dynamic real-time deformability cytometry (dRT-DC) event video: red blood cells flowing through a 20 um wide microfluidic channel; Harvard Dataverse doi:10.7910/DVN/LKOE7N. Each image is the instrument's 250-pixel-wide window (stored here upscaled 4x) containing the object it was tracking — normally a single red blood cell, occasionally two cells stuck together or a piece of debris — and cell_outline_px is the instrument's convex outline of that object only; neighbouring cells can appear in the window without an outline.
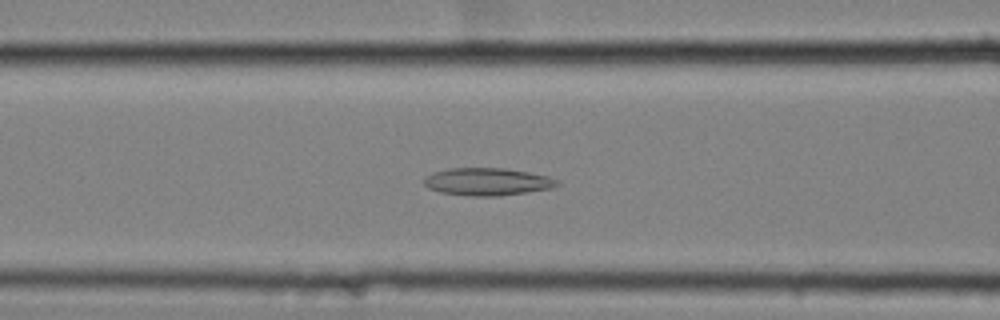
{"species": "common noctule bat (a hibernating species)", "species_latin": "Nyctalus noctula", "temperature_condition": "cold", "stored_images_in_passage": 47, "camera_frame_rate_fps": 3000, "um_per_image_px": 0.085, "animal": {"sex": "female", "body_mass_g": 25.1}, "frame": {"image": 1, "passage_image": 14, "time_ms": 4.333, "image_size_px": [1000, 320], "cell_outline_px": [[560, 184], [552, 188], [500, 196], [472, 196], [440, 192], [428, 188], [424, 184], [424, 176], [432, 172], [448, 168], [504, 168], [528, 172], [548, 176], [556, 180]], "centroid_in_image_um": [41.38, 15.44], "position_along_channel_um": 125.2, "area_um2": 21.39}}
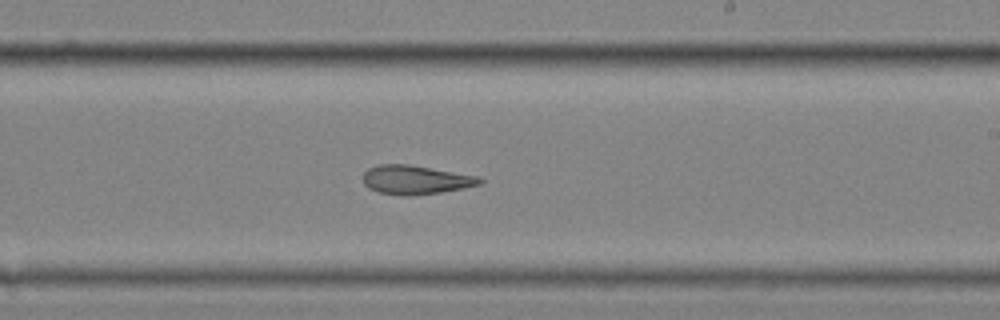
{"frame": {"image": 2, "passage_image": 25, "time_ms": 8.0, "image_size_px": [1000, 320], "cell_outline_px": [[484, 180], [480, 184], [440, 192], [404, 196], [380, 192], [368, 188], [364, 184], [364, 172], [368, 168], [376, 164], [408, 164], [476, 176]], "centroid_in_image_um": [35.26, 15.27], "position_along_channel_um": 253.7, "area_um2": 19.31}}
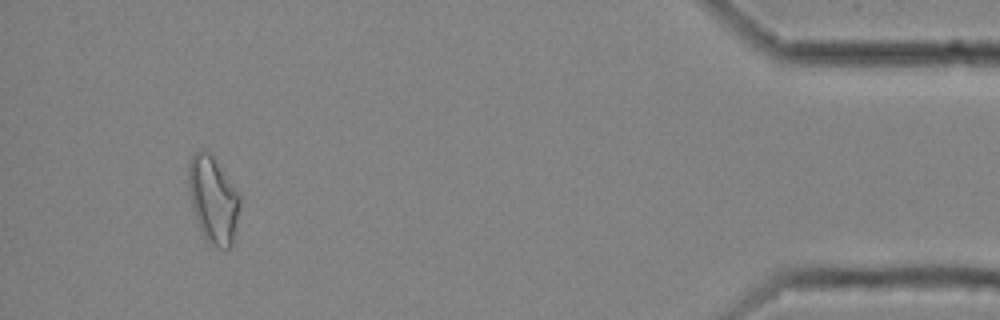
{"frame": {"image": 3, "passage_image": 44, "time_ms": 14.333, "image_size_px": [1000, 320], "cell_outline_px": [[240, 208], [232, 244], [228, 248], [220, 248], [208, 244], [200, 228], [192, 208], [188, 184], [188, 164], [192, 156], [196, 152], [208, 152], [212, 156], [240, 192]], "centroid_in_image_um": [18.13, 16.99], "position_along_channel_um": 417.1, "area_um2": 25.84}, "authors_computed_cell_mechanics": {"area_um2": 21.675, "velocity_mm_per_s": 3.5102, "shape_relaxation_time_tau1_ms": null, "shape_relaxation_time_tau2_ms": 7.0652, "deformation_change_tau1": null, "deformation_change_tau2": 0.1698}}